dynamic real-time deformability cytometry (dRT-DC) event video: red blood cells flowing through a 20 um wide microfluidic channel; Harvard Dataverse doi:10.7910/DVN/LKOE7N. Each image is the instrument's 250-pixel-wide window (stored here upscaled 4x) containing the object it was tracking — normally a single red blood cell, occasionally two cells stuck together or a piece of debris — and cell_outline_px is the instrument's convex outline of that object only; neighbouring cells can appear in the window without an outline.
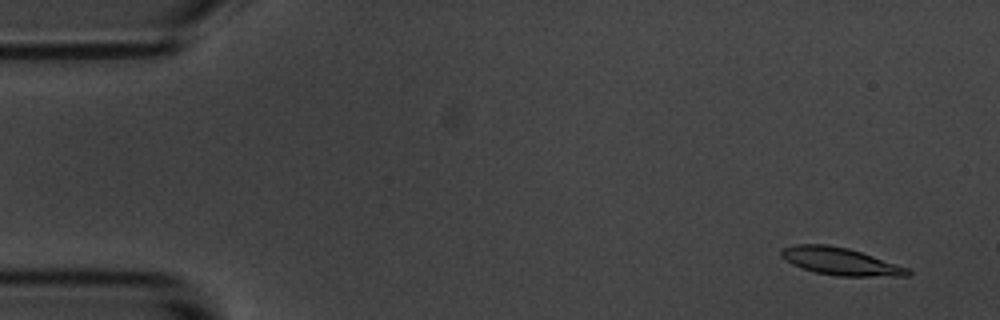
{"species": "common noctule bat (a hibernating species)", "species_latin": "Nyctalus noctula", "temperature_condition": "room temperature", "stored_images_in_passage": 56, "camera_frame_rate_fps": 3000, "um_per_image_px": 0.085, "animal": {"sex": "male", "body_mass_g": 20.1, "forearm_length_mm": 53.5}, "frame": {"image": 1, "passage_image": 4, "time_ms": 1.0, "image_size_px": [1000, 320], "cell_outline_px": [[912, 272], [908, 276], [836, 276], [816, 272], [792, 264], [780, 256], [780, 248], [796, 244], [828, 244], [848, 248], [908, 268]], "centroid_in_image_um": [71.39, 22.21], "position_along_channel_um": 13.6, "area_um2": 20.06}}
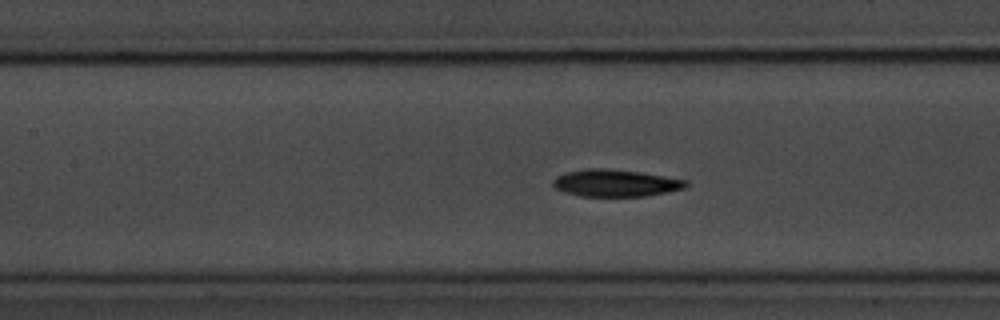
{"frame": {"image": 2, "passage_image": 25, "time_ms": 8.0, "image_size_px": [1000, 320], "cell_outline_px": [[688, 184], [684, 188], [644, 196], [580, 196], [564, 192], [556, 188], [552, 184], [552, 180], [556, 176], [564, 172], [584, 168], [608, 168], [640, 172], [688, 180]], "centroid_in_image_um": [52.26, 15.54], "position_along_channel_um": 155.1, "area_um2": 21.04}}
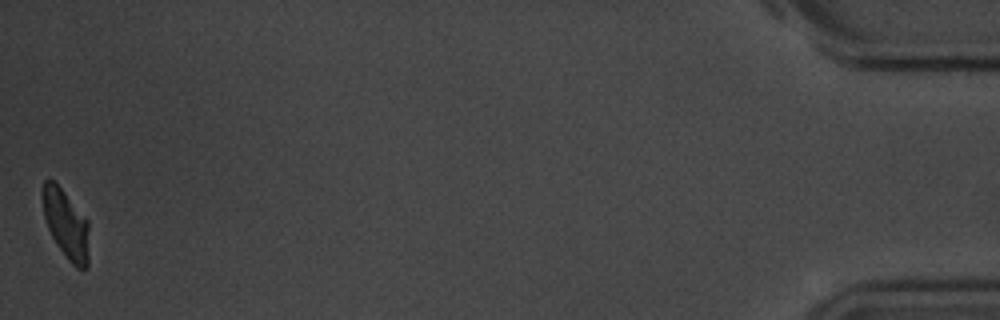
{"frame": {"image": 3, "passage_image": 56, "time_ms": 18.333, "image_size_px": [1000, 320], "cell_outline_px": [[88, 268], [76, 268], [68, 260], [56, 244], [48, 228], [44, 216], [40, 196], [40, 192], [44, 180], [52, 180], [64, 192], [88, 220]], "centroid_in_image_um": [5.58, 19.05], "position_along_channel_um": 429.6, "area_um2": 18.73}, "authors_computed_cell_mechanics": {"area_um2": 20.5479, "velocity_mm_per_s": 3.5775, "shape_relaxation_time_tau1_ms": 2.8952, "shape_relaxation_time_tau2_ms": null, "deformation_change_tau1": 0.1269, "deformation_change_tau2": null}}